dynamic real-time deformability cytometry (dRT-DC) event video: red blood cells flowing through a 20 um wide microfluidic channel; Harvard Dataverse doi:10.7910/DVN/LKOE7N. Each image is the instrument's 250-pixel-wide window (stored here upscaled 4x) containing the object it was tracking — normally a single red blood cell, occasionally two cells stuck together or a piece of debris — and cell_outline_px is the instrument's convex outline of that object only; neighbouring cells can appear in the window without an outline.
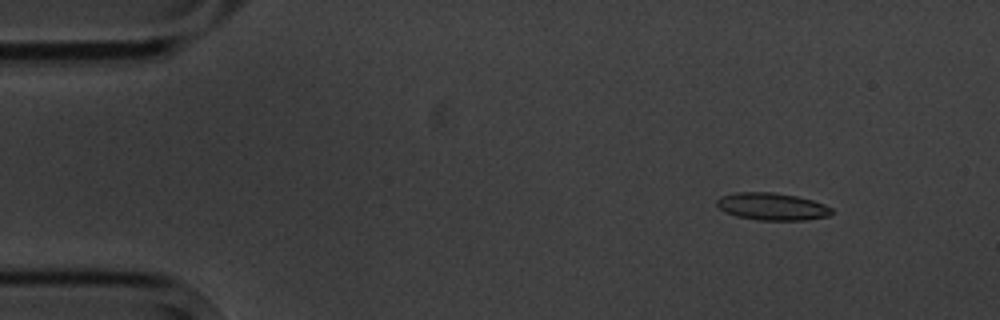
{"species": "common noctule bat (a hibernating species)", "species_latin": "Nyctalus noctula", "temperature_condition": "cold", "stored_images_in_passage": 4, "camera_frame_rate_fps": 3000, "um_per_image_px": 0.085, "animal": {"sex": "male", "body_mass_g": 20.1, "forearm_length_mm": 53.5}, "frame": {"image": 1, "passage_image": 2, "time_ms": 1.333, "image_size_px": [1000, 320], "cell_outline_px": [[832, 212], [828, 216], [804, 220], [756, 220], [736, 216], [724, 212], [716, 204], [716, 200], [720, 196], [736, 192], [772, 192], [796, 196], [812, 200], [824, 204], [832, 208]], "centroid_in_image_um": [65.59, 17.55], "position_along_channel_um": 19.4, "area_um2": 18.32}}